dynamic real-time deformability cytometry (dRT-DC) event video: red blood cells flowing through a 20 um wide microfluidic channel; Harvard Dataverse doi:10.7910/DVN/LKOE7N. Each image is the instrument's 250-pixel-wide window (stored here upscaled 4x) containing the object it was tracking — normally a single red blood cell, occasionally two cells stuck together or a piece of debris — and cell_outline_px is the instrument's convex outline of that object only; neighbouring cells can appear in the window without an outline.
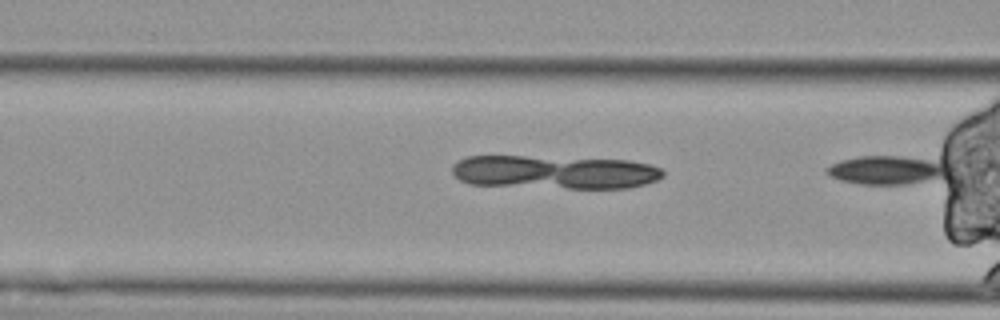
{"species": "Egyptian fruit bat (a non-hibernating species)", "species_latin": "Rousettus aegyptiacus", "temperature_condition": "cold", "stored_images_in_passage": 3, "camera_frame_rate_fps": 3000, "um_per_image_px": 0.085, "animal": {"sex": "female"}, "frame": {"image": 1, "passage_image": 3, "time_ms": 0.667, "image_size_px": [1000, 320], "cell_outline_px": [[952, 168], [948, 172], [940, 176], [908, 184], [860, 184], [840, 180], [824, 172], [824, 168], [840, 160], [860, 156], [900, 156], [928, 160], [948, 164]], "centroid_in_image_um": [75.31, 14.44], "position_along_channel_um": 91.3, "area_um2": 20.0}}